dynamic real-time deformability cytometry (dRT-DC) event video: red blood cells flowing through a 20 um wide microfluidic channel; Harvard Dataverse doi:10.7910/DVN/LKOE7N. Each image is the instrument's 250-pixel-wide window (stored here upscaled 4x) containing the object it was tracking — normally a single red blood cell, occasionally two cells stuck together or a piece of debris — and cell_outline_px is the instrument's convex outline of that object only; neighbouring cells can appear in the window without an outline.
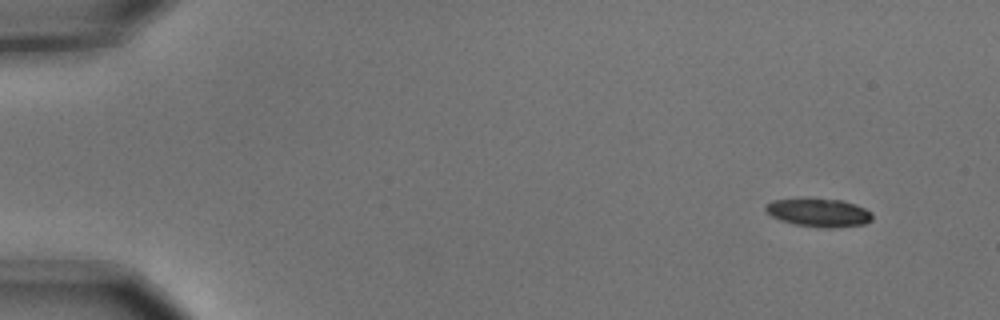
{"species": "common noctule bat (a hibernating species)", "species_latin": "Nyctalus noctula", "temperature_condition": "cold", "stored_images_in_passage": 6, "camera_frame_rate_fps": 3000, "um_per_image_px": 0.085, "animal": {"sex": "male", "body_mass_g": 15.6}, "frame": {"image": 1, "passage_image": 1, "time_ms": 0.0, "image_size_px": [1000, 320], "cell_outline_px": [[872, 220], [864, 224], [836, 228], [820, 228], [792, 224], [780, 220], [772, 216], [764, 208], [772, 200], [800, 196], [804, 196], [840, 200], [856, 204], [872, 212]], "centroid_in_image_um": [69.57, 18.04], "position_along_channel_um": 15.4, "area_um2": 18.32}}
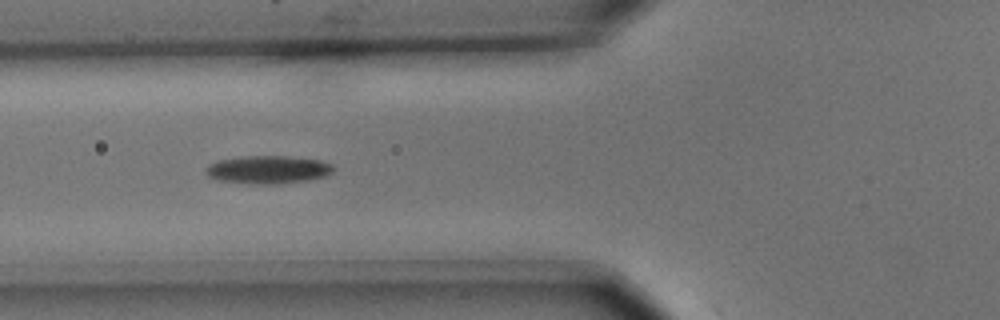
{"frame": {"image": 2, "passage_image": 5, "time_ms": 1.333, "image_size_px": [1000, 320], "cell_outline_px": [[336, 168], [328, 176], [308, 180], [276, 184], [252, 184], [216, 180], [208, 176], [204, 168], [208, 164], [216, 160], [244, 156], [288, 156], [320, 160], [332, 164]], "centroid_in_image_um": [22.78, 14.42], "position_along_channel_um": 103.0, "area_um2": 21.15}}
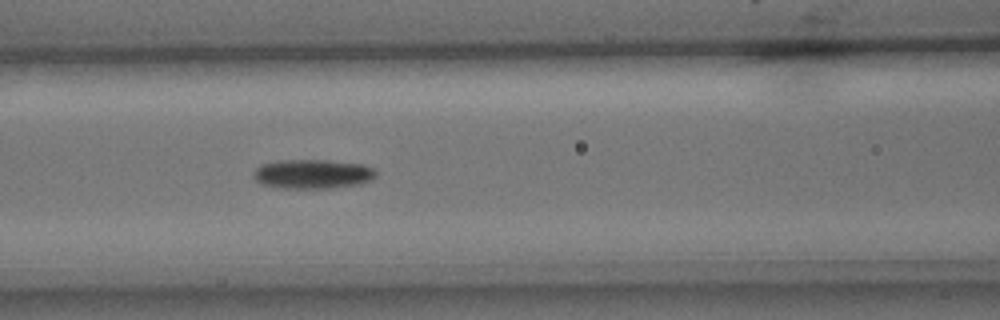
{"frame": {"image": 3, "passage_image": 6, "time_ms": 1.667, "image_size_px": [1000, 320], "cell_outline_px": [[376, 176], [360, 184], [332, 188], [284, 188], [260, 184], [252, 176], [252, 172], [260, 164], [276, 160], [328, 160], [360, 164], [376, 168]], "centroid_in_image_um": [26.53, 14.78], "position_along_channel_um": 140.1, "area_um2": 21.1}}